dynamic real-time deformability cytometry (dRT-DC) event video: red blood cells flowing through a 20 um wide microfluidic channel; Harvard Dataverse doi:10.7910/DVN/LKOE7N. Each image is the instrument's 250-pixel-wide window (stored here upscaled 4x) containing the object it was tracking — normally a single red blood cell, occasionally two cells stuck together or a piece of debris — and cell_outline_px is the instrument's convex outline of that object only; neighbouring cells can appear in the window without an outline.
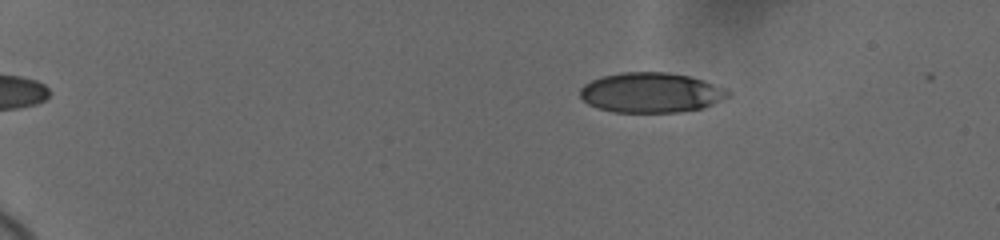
{"species": "human", "species_latin": "Homo sapiens", "temperature_condition": "cold", "stored_images_in_passage": 28, "camera_frame_rate_fps": 3000, "um_per_image_px": 0.085, "donor": {"sex": "female"}, "frame": {"image": 1, "passage_image": 5, "time_ms": 2.667, "image_size_px": [1000, 240], "cell_outline_px": [[732, 96], [704, 108], [680, 112], [612, 112], [588, 104], [580, 96], [580, 88], [584, 84], [592, 80], [604, 76], [620, 72], [668, 72], [692, 76], [704, 80], [724, 88], [732, 92]], "centroid_in_image_um": [55.39, 7.87], "position_along_channel_um": 29.6, "area_um2": 34.8}}
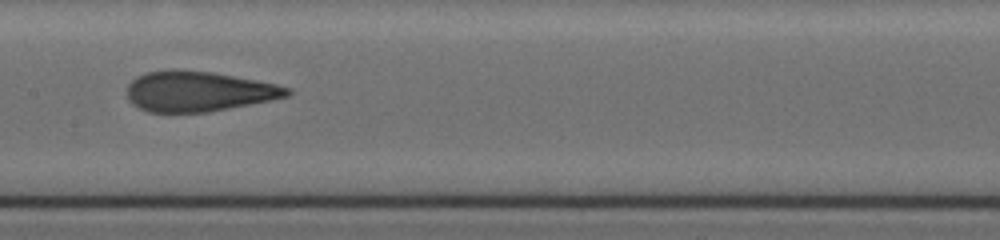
{"frame": {"image": 2, "passage_image": 17, "time_ms": 10.0, "image_size_px": [1000, 240], "cell_outline_px": [[292, 92], [288, 96], [208, 112], [148, 112], [132, 104], [128, 100], [128, 84], [136, 76], [148, 72], [176, 68], [212, 72], [256, 80], [276, 84], [292, 88]], "centroid_in_image_um": [16.84, 7.75], "position_along_channel_um": 190.6, "area_um2": 37.45}}
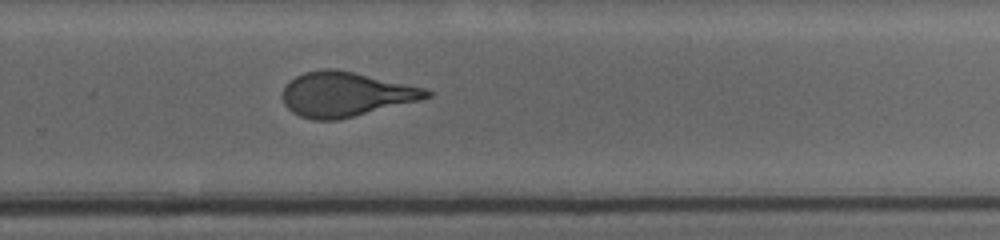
{"frame": {"image": 3, "passage_image": 28, "time_ms": 13.0, "image_size_px": [1000, 240], "cell_outline_px": [[432, 96], [420, 100], [336, 120], [312, 120], [300, 116], [292, 112], [284, 104], [284, 88], [288, 80], [304, 72], [324, 68], [336, 68], [424, 88], [432, 92]], "centroid_in_image_um": [29.35, 8.0], "position_along_channel_um": 300.5, "area_um2": 37.11}}